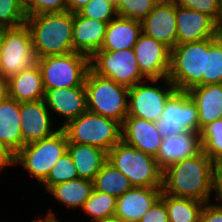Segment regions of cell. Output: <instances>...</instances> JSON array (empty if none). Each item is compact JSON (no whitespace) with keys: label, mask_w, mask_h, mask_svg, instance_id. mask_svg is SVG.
Segmentation results:
<instances>
[{"label":"cell","mask_w":222,"mask_h":222,"mask_svg":"<svg viewBox=\"0 0 222 222\" xmlns=\"http://www.w3.org/2000/svg\"><path fill=\"white\" fill-rule=\"evenodd\" d=\"M33 222H59V220L56 219L52 209H48V215L45 217V219L37 218Z\"/></svg>","instance_id":"f6af8a7d"},{"label":"cell","mask_w":222,"mask_h":222,"mask_svg":"<svg viewBox=\"0 0 222 222\" xmlns=\"http://www.w3.org/2000/svg\"><path fill=\"white\" fill-rule=\"evenodd\" d=\"M13 165V156L0 144V169Z\"/></svg>","instance_id":"7bdbcfd3"},{"label":"cell","mask_w":222,"mask_h":222,"mask_svg":"<svg viewBox=\"0 0 222 222\" xmlns=\"http://www.w3.org/2000/svg\"><path fill=\"white\" fill-rule=\"evenodd\" d=\"M8 96V81L5 78L0 77V101L4 100Z\"/></svg>","instance_id":"ee69618b"},{"label":"cell","mask_w":222,"mask_h":222,"mask_svg":"<svg viewBox=\"0 0 222 222\" xmlns=\"http://www.w3.org/2000/svg\"><path fill=\"white\" fill-rule=\"evenodd\" d=\"M201 151L200 134L184 131L164 138L155 158L159 166L164 169L172 163L193 157Z\"/></svg>","instance_id":"44dd1931"},{"label":"cell","mask_w":222,"mask_h":222,"mask_svg":"<svg viewBox=\"0 0 222 222\" xmlns=\"http://www.w3.org/2000/svg\"><path fill=\"white\" fill-rule=\"evenodd\" d=\"M199 134L202 151L216 165H222V119L209 123Z\"/></svg>","instance_id":"4dcf8cb0"},{"label":"cell","mask_w":222,"mask_h":222,"mask_svg":"<svg viewBox=\"0 0 222 222\" xmlns=\"http://www.w3.org/2000/svg\"><path fill=\"white\" fill-rule=\"evenodd\" d=\"M168 88L145 84L143 81L129 88L128 115L156 122L161 119L167 101L177 92L168 78Z\"/></svg>","instance_id":"8fae6325"},{"label":"cell","mask_w":222,"mask_h":222,"mask_svg":"<svg viewBox=\"0 0 222 222\" xmlns=\"http://www.w3.org/2000/svg\"><path fill=\"white\" fill-rule=\"evenodd\" d=\"M177 45L219 36L217 22L210 16L176 4Z\"/></svg>","instance_id":"9a60e30c"},{"label":"cell","mask_w":222,"mask_h":222,"mask_svg":"<svg viewBox=\"0 0 222 222\" xmlns=\"http://www.w3.org/2000/svg\"><path fill=\"white\" fill-rule=\"evenodd\" d=\"M200 222H222V208L215 203H204Z\"/></svg>","instance_id":"ab89813d"},{"label":"cell","mask_w":222,"mask_h":222,"mask_svg":"<svg viewBox=\"0 0 222 222\" xmlns=\"http://www.w3.org/2000/svg\"><path fill=\"white\" fill-rule=\"evenodd\" d=\"M26 16L67 11V0H26L23 5Z\"/></svg>","instance_id":"74e56055"},{"label":"cell","mask_w":222,"mask_h":222,"mask_svg":"<svg viewBox=\"0 0 222 222\" xmlns=\"http://www.w3.org/2000/svg\"><path fill=\"white\" fill-rule=\"evenodd\" d=\"M8 96L19 103L44 99L45 91L38 64L7 79Z\"/></svg>","instance_id":"d4e9b609"},{"label":"cell","mask_w":222,"mask_h":222,"mask_svg":"<svg viewBox=\"0 0 222 222\" xmlns=\"http://www.w3.org/2000/svg\"><path fill=\"white\" fill-rule=\"evenodd\" d=\"M68 143L97 146L108 152L121 140V123L93 112L86 111L61 127Z\"/></svg>","instance_id":"52a82bcc"},{"label":"cell","mask_w":222,"mask_h":222,"mask_svg":"<svg viewBox=\"0 0 222 222\" xmlns=\"http://www.w3.org/2000/svg\"><path fill=\"white\" fill-rule=\"evenodd\" d=\"M205 52H208V38L176 45L170 50L168 79L177 91L187 92L205 85Z\"/></svg>","instance_id":"277c9868"},{"label":"cell","mask_w":222,"mask_h":222,"mask_svg":"<svg viewBox=\"0 0 222 222\" xmlns=\"http://www.w3.org/2000/svg\"><path fill=\"white\" fill-rule=\"evenodd\" d=\"M67 151L75 164L78 178L81 179L93 181L107 161V152L97 146L68 143Z\"/></svg>","instance_id":"484cf974"},{"label":"cell","mask_w":222,"mask_h":222,"mask_svg":"<svg viewBox=\"0 0 222 222\" xmlns=\"http://www.w3.org/2000/svg\"><path fill=\"white\" fill-rule=\"evenodd\" d=\"M198 115L188 94L177 91L167 101L161 119L156 121L157 131L163 139L184 131L199 133Z\"/></svg>","instance_id":"7c38bea8"},{"label":"cell","mask_w":222,"mask_h":222,"mask_svg":"<svg viewBox=\"0 0 222 222\" xmlns=\"http://www.w3.org/2000/svg\"><path fill=\"white\" fill-rule=\"evenodd\" d=\"M217 25H218L219 35L222 36V5H221V15L217 22Z\"/></svg>","instance_id":"bcb514c9"},{"label":"cell","mask_w":222,"mask_h":222,"mask_svg":"<svg viewBox=\"0 0 222 222\" xmlns=\"http://www.w3.org/2000/svg\"><path fill=\"white\" fill-rule=\"evenodd\" d=\"M107 161L122 172L133 187H162L163 169L156 158L123 140L107 152Z\"/></svg>","instance_id":"3957f363"},{"label":"cell","mask_w":222,"mask_h":222,"mask_svg":"<svg viewBox=\"0 0 222 222\" xmlns=\"http://www.w3.org/2000/svg\"><path fill=\"white\" fill-rule=\"evenodd\" d=\"M87 111L117 120L128 115L129 88L88 70L85 81Z\"/></svg>","instance_id":"5b68a950"},{"label":"cell","mask_w":222,"mask_h":222,"mask_svg":"<svg viewBox=\"0 0 222 222\" xmlns=\"http://www.w3.org/2000/svg\"><path fill=\"white\" fill-rule=\"evenodd\" d=\"M108 1L112 2L114 5H117L118 3V0H108Z\"/></svg>","instance_id":"c3c4849f"},{"label":"cell","mask_w":222,"mask_h":222,"mask_svg":"<svg viewBox=\"0 0 222 222\" xmlns=\"http://www.w3.org/2000/svg\"><path fill=\"white\" fill-rule=\"evenodd\" d=\"M44 101L49 111L64 116L65 122L79 117L87 111L86 88L81 86L50 89L45 91Z\"/></svg>","instance_id":"d6986e66"},{"label":"cell","mask_w":222,"mask_h":222,"mask_svg":"<svg viewBox=\"0 0 222 222\" xmlns=\"http://www.w3.org/2000/svg\"><path fill=\"white\" fill-rule=\"evenodd\" d=\"M44 91L81 86L90 69V58L82 53L47 56L38 59Z\"/></svg>","instance_id":"9c48e42d"},{"label":"cell","mask_w":222,"mask_h":222,"mask_svg":"<svg viewBox=\"0 0 222 222\" xmlns=\"http://www.w3.org/2000/svg\"><path fill=\"white\" fill-rule=\"evenodd\" d=\"M104 222H124V221L113 217V218H110L108 220H105Z\"/></svg>","instance_id":"7dc6e473"},{"label":"cell","mask_w":222,"mask_h":222,"mask_svg":"<svg viewBox=\"0 0 222 222\" xmlns=\"http://www.w3.org/2000/svg\"><path fill=\"white\" fill-rule=\"evenodd\" d=\"M175 4L196 10L212 17L218 22L221 15L222 0H171Z\"/></svg>","instance_id":"8d00e7d4"},{"label":"cell","mask_w":222,"mask_h":222,"mask_svg":"<svg viewBox=\"0 0 222 222\" xmlns=\"http://www.w3.org/2000/svg\"><path fill=\"white\" fill-rule=\"evenodd\" d=\"M108 23L73 13V52L87 55L91 58L100 51Z\"/></svg>","instance_id":"ffe728a7"},{"label":"cell","mask_w":222,"mask_h":222,"mask_svg":"<svg viewBox=\"0 0 222 222\" xmlns=\"http://www.w3.org/2000/svg\"><path fill=\"white\" fill-rule=\"evenodd\" d=\"M139 222H169L165 202L159 198L141 217Z\"/></svg>","instance_id":"f35d334b"},{"label":"cell","mask_w":222,"mask_h":222,"mask_svg":"<svg viewBox=\"0 0 222 222\" xmlns=\"http://www.w3.org/2000/svg\"><path fill=\"white\" fill-rule=\"evenodd\" d=\"M78 178V173L75 164L70 154L65 152L61 158L58 159L56 164L51 169L46 180L43 182L45 190H49L52 186L74 180Z\"/></svg>","instance_id":"d6a6232c"},{"label":"cell","mask_w":222,"mask_h":222,"mask_svg":"<svg viewBox=\"0 0 222 222\" xmlns=\"http://www.w3.org/2000/svg\"><path fill=\"white\" fill-rule=\"evenodd\" d=\"M92 191L93 182L81 178L54 185L48 190L58 202L74 209H82Z\"/></svg>","instance_id":"4316f807"},{"label":"cell","mask_w":222,"mask_h":222,"mask_svg":"<svg viewBox=\"0 0 222 222\" xmlns=\"http://www.w3.org/2000/svg\"><path fill=\"white\" fill-rule=\"evenodd\" d=\"M20 103L7 96L0 101V144L14 156L23 146Z\"/></svg>","instance_id":"7402d4cb"},{"label":"cell","mask_w":222,"mask_h":222,"mask_svg":"<svg viewBox=\"0 0 222 222\" xmlns=\"http://www.w3.org/2000/svg\"><path fill=\"white\" fill-rule=\"evenodd\" d=\"M213 191L216 193V199L219 198L218 200L222 202V165H216L215 167ZM215 204L222 208V204Z\"/></svg>","instance_id":"60d3db41"},{"label":"cell","mask_w":222,"mask_h":222,"mask_svg":"<svg viewBox=\"0 0 222 222\" xmlns=\"http://www.w3.org/2000/svg\"><path fill=\"white\" fill-rule=\"evenodd\" d=\"M158 2V0H118L116 12L119 17L141 22Z\"/></svg>","instance_id":"836d02e7"},{"label":"cell","mask_w":222,"mask_h":222,"mask_svg":"<svg viewBox=\"0 0 222 222\" xmlns=\"http://www.w3.org/2000/svg\"><path fill=\"white\" fill-rule=\"evenodd\" d=\"M198 109L199 132L222 119V84L198 85L186 92Z\"/></svg>","instance_id":"603a6c76"},{"label":"cell","mask_w":222,"mask_h":222,"mask_svg":"<svg viewBox=\"0 0 222 222\" xmlns=\"http://www.w3.org/2000/svg\"><path fill=\"white\" fill-rule=\"evenodd\" d=\"M160 198L165 202L169 222H200L204 202L165 192L161 193Z\"/></svg>","instance_id":"83f0119b"},{"label":"cell","mask_w":222,"mask_h":222,"mask_svg":"<svg viewBox=\"0 0 222 222\" xmlns=\"http://www.w3.org/2000/svg\"><path fill=\"white\" fill-rule=\"evenodd\" d=\"M50 111L44 99L34 102L20 103L21 133L23 144L33 143L54 135Z\"/></svg>","instance_id":"2e32d148"},{"label":"cell","mask_w":222,"mask_h":222,"mask_svg":"<svg viewBox=\"0 0 222 222\" xmlns=\"http://www.w3.org/2000/svg\"><path fill=\"white\" fill-rule=\"evenodd\" d=\"M162 187H133L116 201L114 217L124 222H139L148 209L160 198Z\"/></svg>","instance_id":"ac0fdd59"},{"label":"cell","mask_w":222,"mask_h":222,"mask_svg":"<svg viewBox=\"0 0 222 222\" xmlns=\"http://www.w3.org/2000/svg\"><path fill=\"white\" fill-rule=\"evenodd\" d=\"M93 190L115 198L133 188L130 180L111 163L106 161L93 179Z\"/></svg>","instance_id":"f1b7e54d"},{"label":"cell","mask_w":222,"mask_h":222,"mask_svg":"<svg viewBox=\"0 0 222 222\" xmlns=\"http://www.w3.org/2000/svg\"><path fill=\"white\" fill-rule=\"evenodd\" d=\"M25 23L39 59L73 52V13L70 11L31 15Z\"/></svg>","instance_id":"7a4b0ae2"},{"label":"cell","mask_w":222,"mask_h":222,"mask_svg":"<svg viewBox=\"0 0 222 222\" xmlns=\"http://www.w3.org/2000/svg\"><path fill=\"white\" fill-rule=\"evenodd\" d=\"M216 164L203 152L166 166L162 192L176 197L209 202Z\"/></svg>","instance_id":"6da1fadb"},{"label":"cell","mask_w":222,"mask_h":222,"mask_svg":"<svg viewBox=\"0 0 222 222\" xmlns=\"http://www.w3.org/2000/svg\"><path fill=\"white\" fill-rule=\"evenodd\" d=\"M142 75L152 83L168 78L170 68V49L163 43L143 33L134 48Z\"/></svg>","instance_id":"4fadbf2b"},{"label":"cell","mask_w":222,"mask_h":222,"mask_svg":"<svg viewBox=\"0 0 222 222\" xmlns=\"http://www.w3.org/2000/svg\"><path fill=\"white\" fill-rule=\"evenodd\" d=\"M27 16L18 0H0V28H14L25 23Z\"/></svg>","instance_id":"e575fe53"},{"label":"cell","mask_w":222,"mask_h":222,"mask_svg":"<svg viewBox=\"0 0 222 222\" xmlns=\"http://www.w3.org/2000/svg\"><path fill=\"white\" fill-rule=\"evenodd\" d=\"M222 84V36L208 38L205 52V85Z\"/></svg>","instance_id":"1f68e13d"},{"label":"cell","mask_w":222,"mask_h":222,"mask_svg":"<svg viewBox=\"0 0 222 222\" xmlns=\"http://www.w3.org/2000/svg\"><path fill=\"white\" fill-rule=\"evenodd\" d=\"M121 140L155 157L163 138L157 131L156 122L127 116L121 124Z\"/></svg>","instance_id":"e0dca14e"},{"label":"cell","mask_w":222,"mask_h":222,"mask_svg":"<svg viewBox=\"0 0 222 222\" xmlns=\"http://www.w3.org/2000/svg\"><path fill=\"white\" fill-rule=\"evenodd\" d=\"M141 34V22L117 16L107 25L100 51L133 49Z\"/></svg>","instance_id":"cb8c5ba5"},{"label":"cell","mask_w":222,"mask_h":222,"mask_svg":"<svg viewBox=\"0 0 222 222\" xmlns=\"http://www.w3.org/2000/svg\"><path fill=\"white\" fill-rule=\"evenodd\" d=\"M142 33L153 38L170 50L177 45L176 4L159 1L141 21Z\"/></svg>","instance_id":"5bb4252c"},{"label":"cell","mask_w":222,"mask_h":222,"mask_svg":"<svg viewBox=\"0 0 222 222\" xmlns=\"http://www.w3.org/2000/svg\"><path fill=\"white\" fill-rule=\"evenodd\" d=\"M91 0H67V11L71 13L79 12Z\"/></svg>","instance_id":"b9f144b4"},{"label":"cell","mask_w":222,"mask_h":222,"mask_svg":"<svg viewBox=\"0 0 222 222\" xmlns=\"http://www.w3.org/2000/svg\"><path fill=\"white\" fill-rule=\"evenodd\" d=\"M116 201L114 196L93 190L82 209L85 214L91 216L93 222H104L114 217Z\"/></svg>","instance_id":"f546056e"},{"label":"cell","mask_w":222,"mask_h":222,"mask_svg":"<svg viewBox=\"0 0 222 222\" xmlns=\"http://www.w3.org/2000/svg\"><path fill=\"white\" fill-rule=\"evenodd\" d=\"M90 69L99 76L131 88L146 79L140 69L133 49L122 51H97L90 58Z\"/></svg>","instance_id":"30bf717a"},{"label":"cell","mask_w":222,"mask_h":222,"mask_svg":"<svg viewBox=\"0 0 222 222\" xmlns=\"http://www.w3.org/2000/svg\"><path fill=\"white\" fill-rule=\"evenodd\" d=\"M79 13L82 16L109 23L116 18V5L108 0H91Z\"/></svg>","instance_id":"d590c367"},{"label":"cell","mask_w":222,"mask_h":222,"mask_svg":"<svg viewBox=\"0 0 222 222\" xmlns=\"http://www.w3.org/2000/svg\"><path fill=\"white\" fill-rule=\"evenodd\" d=\"M32 37L26 23L3 28L0 37V77L8 79L38 64Z\"/></svg>","instance_id":"ba28073f"},{"label":"cell","mask_w":222,"mask_h":222,"mask_svg":"<svg viewBox=\"0 0 222 222\" xmlns=\"http://www.w3.org/2000/svg\"><path fill=\"white\" fill-rule=\"evenodd\" d=\"M20 1L23 5L26 3V0H18Z\"/></svg>","instance_id":"681fc988"},{"label":"cell","mask_w":222,"mask_h":222,"mask_svg":"<svg viewBox=\"0 0 222 222\" xmlns=\"http://www.w3.org/2000/svg\"><path fill=\"white\" fill-rule=\"evenodd\" d=\"M67 146V135L60 127L54 135L24 145L13 156V165L21 164L42 184L58 159L67 152Z\"/></svg>","instance_id":"8992f818"}]
</instances>
